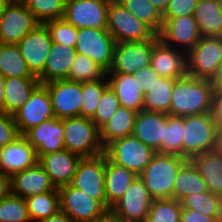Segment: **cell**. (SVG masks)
Listing matches in <instances>:
<instances>
[{"mask_svg":"<svg viewBox=\"0 0 222 222\" xmlns=\"http://www.w3.org/2000/svg\"><path fill=\"white\" fill-rule=\"evenodd\" d=\"M214 86L207 79L185 75L174 81L172 90L171 116L186 117L211 113Z\"/></svg>","mask_w":222,"mask_h":222,"instance_id":"1","label":"cell"},{"mask_svg":"<svg viewBox=\"0 0 222 222\" xmlns=\"http://www.w3.org/2000/svg\"><path fill=\"white\" fill-rule=\"evenodd\" d=\"M188 160L184 157L156 153L138 175L152 199H172L174 182L180 168Z\"/></svg>","mask_w":222,"mask_h":222,"instance_id":"2","label":"cell"},{"mask_svg":"<svg viewBox=\"0 0 222 222\" xmlns=\"http://www.w3.org/2000/svg\"><path fill=\"white\" fill-rule=\"evenodd\" d=\"M64 147L82 158L104 153L100 130L90 118L77 116L63 118Z\"/></svg>","mask_w":222,"mask_h":222,"instance_id":"3","label":"cell"},{"mask_svg":"<svg viewBox=\"0 0 222 222\" xmlns=\"http://www.w3.org/2000/svg\"><path fill=\"white\" fill-rule=\"evenodd\" d=\"M183 157L191 160L194 156L214 151L217 125L211 113L183 117Z\"/></svg>","mask_w":222,"mask_h":222,"instance_id":"4","label":"cell"},{"mask_svg":"<svg viewBox=\"0 0 222 222\" xmlns=\"http://www.w3.org/2000/svg\"><path fill=\"white\" fill-rule=\"evenodd\" d=\"M156 153L133 135L117 139L104 148L108 160L137 175L145 169Z\"/></svg>","mask_w":222,"mask_h":222,"instance_id":"5","label":"cell"},{"mask_svg":"<svg viewBox=\"0 0 222 222\" xmlns=\"http://www.w3.org/2000/svg\"><path fill=\"white\" fill-rule=\"evenodd\" d=\"M107 31L117 42L152 39L156 33L143 21L128 12L117 0H110Z\"/></svg>","mask_w":222,"mask_h":222,"instance_id":"6","label":"cell"},{"mask_svg":"<svg viewBox=\"0 0 222 222\" xmlns=\"http://www.w3.org/2000/svg\"><path fill=\"white\" fill-rule=\"evenodd\" d=\"M105 168L106 156L104 153L95 157L81 158L76 173L67 185L78 188L88 196L98 199L107 208Z\"/></svg>","mask_w":222,"mask_h":222,"instance_id":"7","label":"cell"},{"mask_svg":"<svg viewBox=\"0 0 222 222\" xmlns=\"http://www.w3.org/2000/svg\"><path fill=\"white\" fill-rule=\"evenodd\" d=\"M58 191L60 210L74 222H95L110 212L98 199L88 196L78 188L64 185Z\"/></svg>","mask_w":222,"mask_h":222,"instance_id":"8","label":"cell"},{"mask_svg":"<svg viewBox=\"0 0 222 222\" xmlns=\"http://www.w3.org/2000/svg\"><path fill=\"white\" fill-rule=\"evenodd\" d=\"M40 24L22 1L11 0L0 13V43L17 44Z\"/></svg>","mask_w":222,"mask_h":222,"instance_id":"9","label":"cell"},{"mask_svg":"<svg viewBox=\"0 0 222 222\" xmlns=\"http://www.w3.org/2000/svg\"><path fill=\"white\" fill-rule=\"evenodd\" d=\"M188 75L211 80L222 62V37H201L187 54Z\"/></svg>","mask_w":222,"mask_h":222,"instance_id":"10","label":"cell"},{"mask_svg":"<svg viewBox=\"0 0 222 222\" xmlns=\"http://www.w3.org/2000/svg\"><path fill=\"white\" fill-rule=\"evenodd\" d=\"M116 41L107 30L81 28L78 29L75 51L85 55L109 71Z\"/></svg>","mask_w":222,"mask_h":222,"instance_id":"11","label":"cell"},{"mask_svg":"<svg viewBox=\"0 0 222 222\" xmlns=\"http://www.w3.org/2000/svg\"><path fill=\"white\" fill-rule=\"evenodd\" d=\"M110 0H66L63 18L77 29L107 30Z\"/></svg>","mask_w":222,"mask_h":222,"instance_id":"12","label":"cell"},{"mask_svg":"<svg viewBox=\"0 0 222 222\" xmlns=\"http://www.w3.org/2000/svg\"><path fill=\"white\" fill-rule=\"evenodd\" d=\"M153 38L134 42H117L112 65L107 73L135 74L151 63Z\"/></svg>","mask_w":222,"mask_h":222,"instance_id":"13","label":"cell"},{"mask_svg":"<svg viewBox=\"0 0 222 222\" xmlns=\"http://www.w3.org/2000/svg\"><path fill=\"white\" fill-rule=\"evenodd\" d=\"M152 200L144 182L137 177L111 207L110 213L121 222H145Z\"/></svg>","mask_w":222,"mask_h":222,"instance_id":"14","label":"cell"},{"mask_svg":"<svg viewBox=\"0 0 222 222\" xmlns=\"http://www.w3.org/2000/svg\"><path fill=\"white\" fill-rule=\"evenodd\" d=\"M51 97L54 116L59 119L81 116L82 83L68 79L43 84Z\"/></svg>","mask_w":222,"mask_h":222,"instance_id":"15","label":"cell"},{"mask_svg":"<svg viewBox=\"0 0 222 222\" xmlns=\"http://www.w3.org/2000/svg\"><path fill=\"white\" fill-rule=\"evenodd\" d=\"M13 116L20 135L42 122L54 118L51 97L47 88L40 84L32 92L28 101Z\"/></svg>","mask_w":222,"mask_h":222,"instance_id":"16","label":"cell"},{"mask_svg":"<svg viewBox=\"0 0 222 222\" xmlns=\"http://www.w3.org/2000/svg\"><path fill=\"white\" fill-rule=\"evenodd\" d=\"M52 45L49 30L42 23L17 43L24 61L35 77L42 73Z\"/></svg>","mask_w":222,"mask_h":222,"instance_id":"17","label":"cell"},{"mask_svg":"<svg viewBox=\"0 0 222 222\" xmlns=\"http://www.w3.org/2000/svg\"><path fill=\"white\" fill-rule=\"evenodd\" d=\"M158 35L166 45L177 47L187 54L202 37L194 15L163 19V27Z\"/></svg>","mask_w":222,"mask_h":222,"instance_id":"18","label":"cell"},{"mask_svg":"<svg viewBox=\"0 0 222 222\" xmlns=\"http://www.w3.org/2000/svg\"><path fill=\"white\" fill-rule=\"evenodd\" d=\"M150 66L162 77L179 79L188 75L187 53L166 45L156 34Z\"/></svg>","mask_w":222,"mask_h":222,"instance_id":"19","label":"cell"},{"mask_svg":"<svg viewBox=\"0 0 222 222\" xmlns=\"http://www.w3.org/2000/svg\"><path fill=\"white\" fill-rule=\"evenodd\" d=\"M23 136L36 150L38 158L65 149L63 119L51 118L29 129Z\"/></svg>","mask_w":222,"mask_h":222,"instance_id":"20","label":"cell"},{"mask_svg":"<svg viewBox=\"0 0 222 222\" xmlns=\"http://www.w3.org/2000/svg\"><path fill=\"white\" fill-rule=\"evenodd\" d=\"M38 160L36 150L23 135L0 149V171L11 177L35 166Z\"/></svg>","mask_w":222,"mask_h":222,"instance_id":"21","label":"cell"},{"mask_svg":"<svg viewBox=\"0 0 222 222\" xmlns=\"http://www.w3.org/2000/svg\"><path fill=\"white\" fill-rule=\"evenodd\" d=\"M168 114L141 110L136 114L132 135L156 152L161 153Z\"/></svg>","mask_w":222,"mask_h":222,"instance_id":"22","label":"cell"},{"mask_svg":"<svg viewBox=\"0 0 222 222\" xmlns=\"http://www.w3.org/2000/svg\"><path fill=\"white\" fill-rule=\"evenodd\" d=\"M81 156L63 149L57 152L43 154L38 163L44 168L55 188L67 185L76 173Z\"/></svg>","mask_w":222,"mask_h":222,"instance_id":"23","label":"cell"},{"mask_svg":"<svg viewBox=\"0 0 222 222\" xmlns=\"http://www.w3.org/2000/svg\"><path fill=\"white\" fill-rule=\"evenodd\" d=\"M11 185L12 194L22 198L55 189L48 174L39 163L14 174L11 177Z\"/></svg>","mask_w":222,"mask_h":222,"instance_id":"24","label":"cell"},{"mask_svg":"<svg viewBox=\"0 0 222 222\" xmlns=\"http://www.w3.org/2000/svg\"><path fill=\"white\" fill-rule=\"evenodd\" d=\"M75 47L53 43L42 73L37 77L41 84L67 79L76 57Z\"/></svg>","mask_w":222,"mask_h":222,"instance_id":"25","label":"cell"},{"mask_svg":"<svg viewBox=\"0 0 222 222\" xmlns=\"http://www.w3.org/2000/svg\"><path fill=\"white\" fill-rule=\"evenodd\" d=\"M110 88L115 92L120 106L140 112L143 110L145 94L139 90V85L133 74H106Z\"/></svg>","mask_w":222,"mask_h":222,"instance_id":"26","label":"cell"},{"mask_svg":"<svg viewBox=\"0 0 222 222\" xmlns=\"http://www.w3.org/2000/svg\"><path fill=\"white\" fill-rule=\"evenodd\" d=\"M137 177L133 171L111 162L106 157L105 193L109 211Z\"/></svg>","mask_w":222,"mask_h":222,"instance_id":"27","label":"cell"},{"mask_svg":"<svg viewBox=\"0 0 222 222\" xmlns=\"http://www.w3.org/2000/svg\"><path fill=\"white\" fill-rule=\"evenodd\" d=\"M40 84L38 78H6L4 112L15 115Z\"/></svg>","mask_w":222,"mask_h":222,"instance_id":"28","label":"cell"},{"mask_svg":"<svg viewBox=\"0 0 222 222\" xmlns=\"http://www.w3.org/2000/svg\"><path fill=\"white\" fill-rule=\"evenodd\" d=\"M191 161L197 167L208 191L222 197V154L216 151L194 156Z\"/></svg>","mask_w":222,"mask_h":222,"instance_id":"29","label":"cell"},{"mask_svg":"<svg viewBox=\"0 0 222 222\" xmlns=\"http://www.w3.org/2000/svg\"><path fill=\"white\" fill-rule=\"evenodd\" d=\"M194 18L202 37H222V12L219 0H198Z\"/></svg>","mask_w":222,"mask_h":222,"instance_id":"30","label":"cell"},{"mask_svg":"<svg viewBox=\"0 0 222 222\" xmlns=\"http://www.w3.org/2000/svg\"><path fill=\"white\" fill-rule=\"evenodd\" d=\"M137 112L120 106L100 130V141L105 148L113 141L132 135Z\"/></svg>","mask_w":222,"mask_h":222,"instance_id":"31","label":"cell"},{"mask_svg":"<svg viewBox=\"0 0 222 222\" xmlns=\"http://www.w3.org/2000/svg\"><path fill=\"white\" fill-rule=\"evenodd\" d=\"M207 185L202 179L197 167L188 160L179 170L174 182L173 199L181 201L194 193L207 192Z\"/></svg>","mask_w":222,"mask_h":222,"instance_id":"32","label":"cell"},{"mask_svg":"<svg viewBox=\"0 0 222 222\" xmlns=\"http://www.w3.org/2000/svg\"><path fill=\"white\" fill-rule=\"evenodd\" d=\"M31 221L41 222L60 210L58 188L24 198Z\"/></svg>","mask_w":222,"mask_h":222,"instance_id":"33","label":"cell"},{"mask_svg":"<svg viewBox=\"0 0 222 222\" xmlns=\"http://www.w3.org/2000/svg\"><path fill=\"white\" fill-rule=\"evenodd\" d=\"M0 73L6 78H37L29 70L17 44L0 43Z\"/></svg>","mask_w":222,"mask_h":222,"instance_id":"34","label":"cell"},{"mask_svg":"<svg viewBox=\"0 0 222 222\" xmlns=\"http://www.w3.org/2000/svg\"><path fill=\"white\" fill-rule=\"evenodd\" d=\"M174 81L175 80L171 78L161 77V79L145 94L143 110L148 112L168 113L172 101Z\"/></svg>","mask_w":222,"mask_h":222,"instance_id":"35","label":"cell"},{"mask_svg":"<svg viewBox=\"0 0 222 222\" xmlns=\"http://www.w3.org/2000/svg\"><path fill=\"white\" fill-rule=\"evenodd\" d=\"M128 12L138 20L147 24L156 34L163 27V15L149 0H117Z\"/></svg>","mask_w":222,"mask_h":222,"instance_id":"36","label":"cell"},{"mask_svg":"<svg viewBox=\"0 0 222 222\" xmlns=\"http://www.w3.org/2000/svg\"><path fill=\"white\" fill-rule=\"evenodd\" d=\"M183 117L168 115L161 153L183 157Z\"/></svg>","mask_w":222,"mask_h":222,"instance_id":"37","label":"cell"},{"mask_svg":"<svg viewBox=\"0 0 222 222\" xmlns=\"http://www.w3.org/2000/svg\"><path fill=\"white\" fill-rule=\"evenodd\" d=\"M106 74L107 72L92 59L77 53L67 79L82 83L103 79Z\"/></svg>","mask_w":222,"mask_h":222,"instance_id":"38","label":"cell"},{"mask_svg":"<svg viewBox=\"0 0 222 222\" xmlns=\"http://www.w3.org/2000/svg\"><path fill=\"white\" fill-rule=\"evenodd\" d=\"M181 212V201L153 199L145 222H180Z\"/></svg>","mask_w":222,"mask_h":222,"instance_id":"39","label":"cell"},{"mask_svg":"<svg viewBox=\"0 0 222 222\" xmlns=\"http://www.w3.org/2000/svg\"><path fill=\"white\" fill-rule=\"evenodd\" d=\"M108 87L109 82L107 76L99 80L82 82V117L91 119L95 115L101 97Z\"/></svg>","mask_w":222,"mask_h":222,"instance_id":"40","label":"cell"},{"mask_svg":"<svg viewBox=\"0 0 222 222\" xmlns=\"http://www.w3.org/2000/svg\"><path fill=\"white\" fill-rule=\"evenodd\" d=\"M22 2L42 24L64 16L65 0H22Z\"/></svg>","mask_w":222,"mask_h":222,"instance_id":"41","label":"cell"},{"mask_svg":"<svg viewBox=\"0 0 222 222\" xmlns=\"http://www.w3.org/2000/svg\"><path fill=\"white\" fill-rule=\"evenodd\" d=\"M221 196L207 191L204 193H194L181 200L182 208L198 211L205 216L216 218L220 209Z\"/></svg>","mask_w":222,"mask_h":222,"instance_id":"42","label":"cell"},{"mask_svg":"<svg viewBox=\"0 0 222 222\" xmlns=\"http://www.w3.org/2000/svg\"><path fill=\"white\" fill-rule=\"evenodd\" d=\"M0 222H31L25 199L12 193L1 199Z\"/></svg>","mask_w":222,"mask_h":222,"instance_id":"43","label":"cell"},{"mask_svg":"<svg viewBox=\"0 0 222 222\" xmlns=\"http://www.w3.org/2000/svg\"><path fill=\"white\" fill-rule=\"evenodd\" d=\"M49 30L53 43L75 47L78 29L64 18L50 20L44 23Z\"/></svg>","mask_w":222,"mask_h":222,"instance_id":"44","label":"cell"},{"mask_svg":"<svg viewBox=\"0 0 222 222\" xmlns=\"http://www.w3.org/2000/svg\"><path fill=\"white\" fill-rule=\"evenodd\" d=\"M119 107V100L115 92L109 86L104 91L97 107L96 113L91 118V121L100 129L111 119V117L114 115Z\"/></svg>","mask_w":222,"mask_h":222,"instance_id":"45","label":"cell"},{"mask_svg":"<svg viewBox=\"0 0 222 222\" xmlns=\"http://www.w3.org/2000/svg\"><path fill=\"white\" fill-rule=\"evenodd\" d=\"M19 136L14 116L0 112V149L12 143Z\"/></svg>","mask_w":222,"mask_h":222,"instance_id":"46","label":"cell"},{"mask_svg":"<svg viewBox=\"0 0 222 222\" xmlns=\"http://www.w3.org/2000/svg\"><path fill=\"white\" fill-rule=\"evenodd\" d=\"M198 0H170L163 19L194 15Z\"/></svg>","mask_w":222,"mask_h":222,"instance_id":"47","label":"cell"},{"mask_svg":"<svg viewBox=\"0 0 222 222\" xmlns=\"http://www.w3.org/2000/svg\"><path fill=\"white\" fill-rule=\"evenodd\" d=\"M133 78H136L139 90L146 94L161 76L149 65L133 74Z\"/></svg>","mask_w":222,"mask_h":222,"instance_id":"48","label":"cell"},{"mask_svg":"<svg viewBox=\"0 0 222 222\" xmlns=\"http://www.w3.org/2000/svg\"><path fill=\"white\" fill-rule=\"evenodd\" d=\"M211 115L216 125L222 126V88L214 90Z\"/></svg>","mask_w":222,"mask_h":222,"instance_id":"49","label":"cell"},{"mask_svg":"<svg viewBox=\"0 0 222 222\" xmlns=\"http://www.w3.org/2000/svg\"><path fill=\"white\" fill-rule=\"evenodd\" d=\"M180 222H215L214 217L187 208H182Z\"/></svg>","mask_w":222,"mask_h":222,"instance_id":"50","label":"cell"},{"mask_svg":"<svg viewBox=\"0 0 222 222\" xmlns=\"http://www.w3.org/2000/svg\"><path fill=\"white\" fill-rule=\"evenodd\" d=\"M12 193L11 176L0 171V200Z\"/></svg>","mask_w":222,"mask_h":222,"instance_id":"51","label":"cell"},{"mask_svg":"<svg viewBox=\"0 0 222 222\" xmlns=\"http://www.w3.org/2000/svg\"><path fill=\"white\" fill-rule=\"evenodd\" d=\"M41 222H74L67 214L59 210L56 214L51 215L49 218Z\"/></svg>","mask_w":222,"mask_h":222,"instance_id":"52","label":"cell"},{"mask_svg":"<svg viewBox=\"0 0 222 222\" xmlns=\"http://www.w3.org/2000/svg\"><path fill=\"white\" fill-rule=\"evenodd\" d=\"M215 89L222 88V62L217 67V71L213 78L210 80Z\"/></svg>","mask_w":222,"mask_h":222,"instance_id":"53","label":"cell"},{"mask_svg":"<svg viewBox=\"0 0 222 222\" xmlns=\"http://www.w3.org/2000/svg\"><path fill=\"white\" fill-rule=\"evenodd\" d=\"M5 80H6V77H4V76L0 73V112H4Z\"/></svg>","mask_w":222,"mask_h":222,"instance_id":"54","label":"cell"},{"mask_svg":"<svg viewBox=\"0 0 222 222\" xmlns=\"http://www.w3.org/2000/svg\"><path fill=\"white\" fill-rule=\"evenodd\" d=\"M149 1L161 14H163L170 0H149Z\"/></svg>","mask_w":222,"mask_h":222,"instance_id":"55","label":"cell"},{"mask_svg":"<svg viewBox=\"0 0 222 222\" xmlns=\"http://www.w3.org/2000/svg\"><path fill=\"white\" fill-rule=\"evenodd\" d=\"M214 151L222 154V126H217Z\"/></svg>","mask_w":222,"mask_h":222,"instance_id":"56","label":"cell"},{"mask_svg":"<svg viewBox=\"0 0 222 222\" xmlns=\"http://www.w3.org/2000/svg\"><path fill=\"white\" fill-rule=\"evenodd\" d=\"M95 222H121L120 220L116 219L110 212L102 219L95 221Z\"/></svg>","mask_w":222,"mask_h":222,"instance_id":"57","label":"cell"},{"mask_svg":"<svg viewBox=\"0 0 222 222\" xmlns=\"http://www.w3.org/2000/svg\"><path fill=\"white\" fill-rule=\"evenodd\" d=\"M215 222H222V198H221V202H220L219 213L217 214V216L215 218Z\"/></svg>","mask_w":222,"mask_h":222,"instance_id":"58","label":"cell"},{"mask_svg":"<svg viewBox=\"0 0 222 222\" xmlns=\"http://www.w3.org/2000/svg\"><path fill=\"white\" fill-rule=\"evenodd\" d=\"M11 0H0V13L5 9L6 5L10 2Z\"/></svg>","mask_w":222,"mask_h":222,"instance_id":"59","label":"cell"},{"mask_svg":"<svg viewBox=\"0 0 222 222\" xmlns=\"http://www.w3.org/2000/svg\"><path fill=\"white\" fill-rule=\"evenodd\" d=\"M220 1V5H221V12H222V0H219Z\"/></svg>","mask_w":222,"mask_h":222,"instance_id":"60","label":"cell"}]
</instances>
